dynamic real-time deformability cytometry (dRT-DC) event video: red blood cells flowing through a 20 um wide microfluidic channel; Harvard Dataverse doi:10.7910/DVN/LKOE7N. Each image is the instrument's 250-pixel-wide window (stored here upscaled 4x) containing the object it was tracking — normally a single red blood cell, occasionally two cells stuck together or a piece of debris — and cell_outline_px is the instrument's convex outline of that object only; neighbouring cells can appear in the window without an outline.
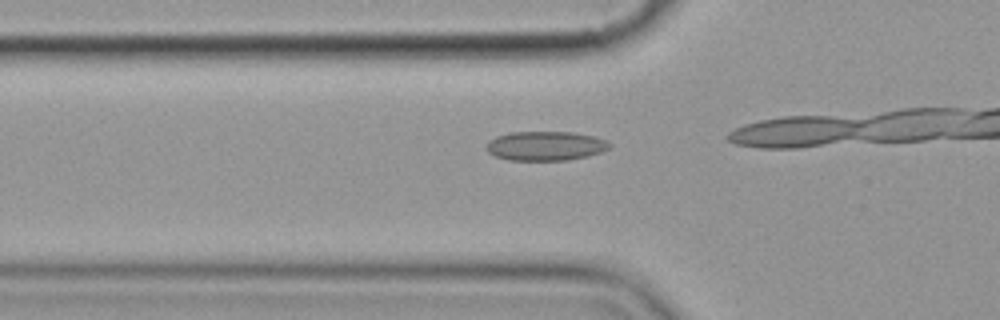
{"species": "common noctule bat (a hibernating species)", "species_latin": "Nyctalus noctula", "temperature_condition": "cold", "stored_images_in_passage": 8, "camera_frame_rate_fps": 3000, "um_per_image_px": 0.085, "animal": {"sex": "female", "body_mass_g": 19.9}, "frame": {"image": 1, "passage_image": 6, "time_ms": 6.667, "image_size_px": [1000, 320], "cell_outline_px": [[612, 144], [608, 148], [600, 152], [588, 156], [568, 160], [508, 160], [496, 156], [488, 152], [488, 140], [496, 136], [508, 132], [572, 132], [592, 136], [608, 140]], "centroid_in_image_um": [46.37, 12.4], "position_along_channel_um": 79.4, "area_um2": 20.98}}